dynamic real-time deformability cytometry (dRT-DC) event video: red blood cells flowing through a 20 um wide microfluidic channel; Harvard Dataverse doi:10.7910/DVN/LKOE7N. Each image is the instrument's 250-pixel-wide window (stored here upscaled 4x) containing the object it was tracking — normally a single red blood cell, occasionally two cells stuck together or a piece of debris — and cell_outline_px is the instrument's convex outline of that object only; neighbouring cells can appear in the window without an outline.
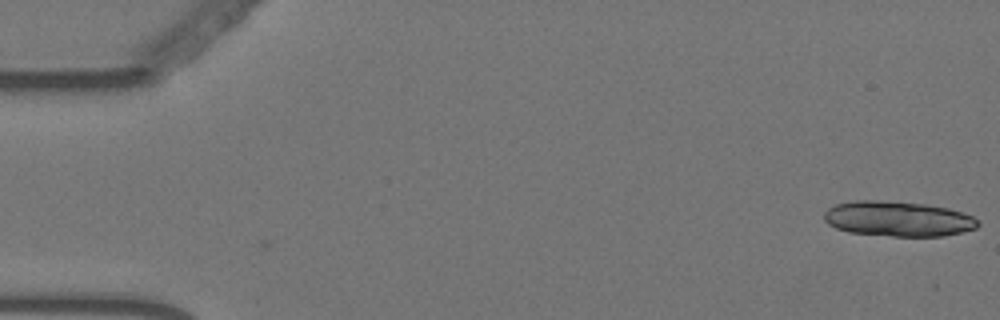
{"species": "Egyptian fruit bat (a non-hibernating species)", "species_latin": "Rousettus aegyptiacus", "temperature_condition": "warm", "stored_images_in_passage": 53, "camera_frame_rate_fps": 3000, "um_per_image_px": 0.085, "animal": {"sex": "female"}, "frame": {"image": 1, "passage_image": 1, "time_ms": 0.0, "image_size_px": [1000, 320], "cell_outline_px": [[980, 224], [976, 228], [944, 236], [892, 236], [848, 232], [836, 228], [828, 224], [824, 220], [824, 212], [828, 208], [836, 204], [856, 200], [876, 200], [928, 204], [948, 208], [972, 216], [980, 220]], "centroid_in_image_um": [76.32, 18.6], "position_along_channel_um": 8.7, "area_um2": 31.56}}
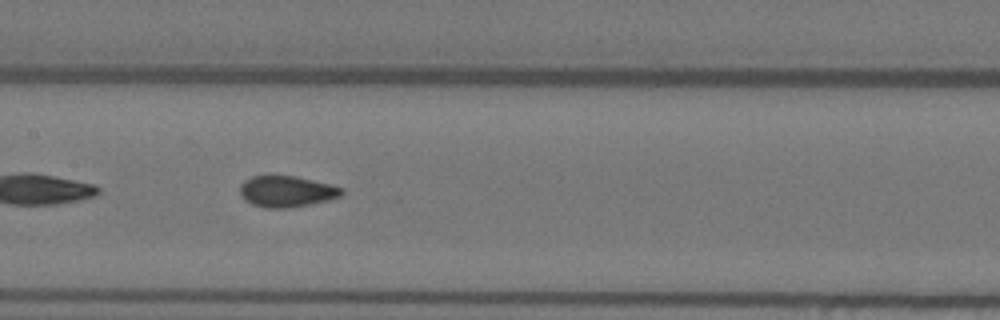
{"frame": {"image": 2, "passage_image": 28, "time_ms": 9.0, "image_size_px": [1000, 320], "cell_outline_px": [[344, 192], [340, 196], [328, 200], [308, 204], [284, 208], [264, 208], [252, 204], [244, 200], [240, 192], [240, 184], [244, 180], [252, 176], [264, 172], [268, 172], [296, 176], [344, 188]], "centroid_in_image_um": [24.29, 16.22], "position_along_channel_um": 183.1, "area_um2": 19.02}}
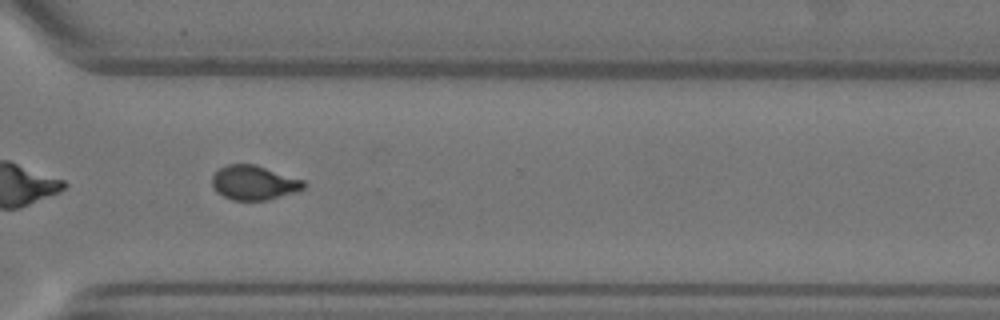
{"frame": {"image": 3, "passage_image": 42, "time_ms": 13.667, "image_size_px": [1000, 320], "cell_outline_px": [[308, 184], [304, 188], [296, 192], [268, 200], [232, 200], [216, 192], [212, 188], [212, 176], [220, 168], [228, 164], [256, 164], [304, 180]], "centroid_in_image_um": [21.6, 15.53], "position_along_channel_um": 349.0, "area_um2": 18.55}, "authors_computed_cell_mechanics": {"area_um2": 19.0162, "velocity_mm_per_s": 3.5741, "shape_relaxation_time_tau1_ms": 8.67, "shape_relaxation_time_tau2_ms": null, "deformation_change_tau1": 0.1629, "deformation_change_tau2": null}}